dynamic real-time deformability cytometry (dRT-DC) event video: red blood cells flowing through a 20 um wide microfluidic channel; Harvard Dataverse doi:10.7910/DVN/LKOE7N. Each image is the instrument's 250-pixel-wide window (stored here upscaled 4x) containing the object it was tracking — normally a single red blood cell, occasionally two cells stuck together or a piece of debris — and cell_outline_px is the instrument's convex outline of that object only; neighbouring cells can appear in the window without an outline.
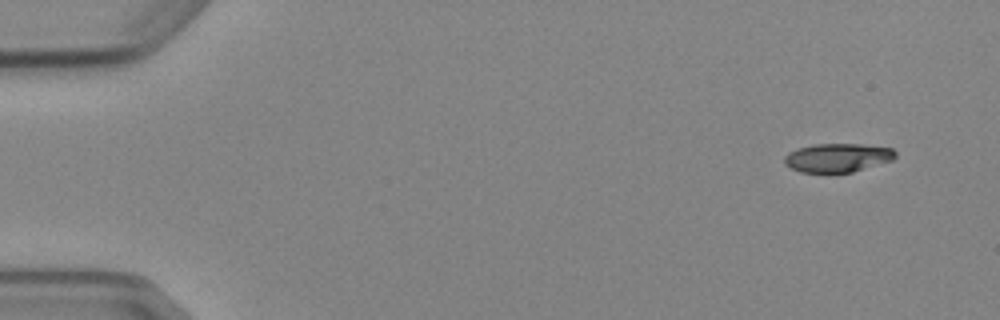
{"species": "Egyptian fruit bat (a non-hibernating species)", "species_latin": "Rousettus aegyptiacus", "temperature_condition": "cold", "stored_images_in_passage": 5, "camera_frame_rate_fps": 3000, "um_per_image_px": 0.085, "animal": {"sex": "female"}, "frame": {"image": 1, "passage_image": 1, "time_ms": 0.0, "image_size_px": [1000, 320], "cell_outline_px": [[896, 156], [892, 160], [852, 172], [800, 172], [784, 164], [784, 156], [788, 152], [796, 148], [812, 144], [860, 144], [892, 148], [896, 152]], "centroid_in_image_um": [71.16, 13.39], "position_along_channel_um": 13.8, "area_um2": 18.55}}
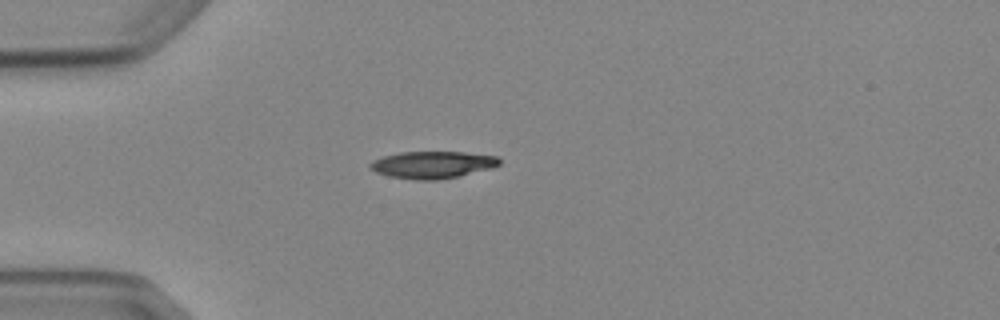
{"frame": {"image": 2, "passage_image": 4, "time_ms": 3.667, "image_size_px": [1000, 320], "cell_outline_px": [[500, 164], [492, 168], [456, 176], [436, 180], [412, 180], [388, 176], [376, 172], [368, 168], [368, 164], [372, 160], [384, 156], [400, 152], [464, 152], [500, 156]], "centroid_in_image_um": [36.74, 14.0], "position_along_channel_um": 48.3, "area_um2": 20.52}}